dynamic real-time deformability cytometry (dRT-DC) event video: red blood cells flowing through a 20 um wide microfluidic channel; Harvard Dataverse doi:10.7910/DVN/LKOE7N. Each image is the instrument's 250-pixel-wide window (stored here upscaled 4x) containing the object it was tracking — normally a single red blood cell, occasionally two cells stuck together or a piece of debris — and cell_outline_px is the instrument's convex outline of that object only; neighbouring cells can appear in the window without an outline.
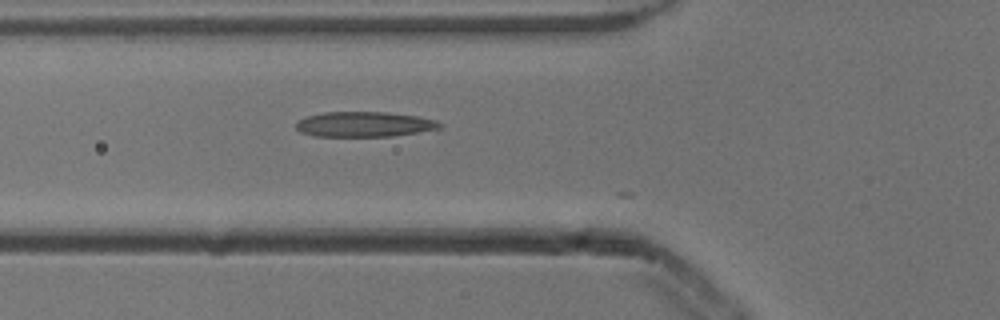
{"species": "common noctule bat (a hibernating species)", "species_latin": "Nyctalus noctula", "temperature_condition": "cold", "stored_images_in_passage": 4, "camera_frame_rate_fps": 3000, "um_per_image_px": 0.085, "animal": {"sex": "male", "body_mass_g": 13.3}, "frame": {"image": 1, "passage_image": 3, "time_ms": 0.667, "image_size_px": [1000, 320], "cell_outline_px": [[444, 128], [392, 136], [312, 136], [300, 132], [296, 128], [296, 120], [308, 116], [324, 112], [388, 112], [416, 116], [436, 120], [444, 124]], "centroid_in_image_um": [30.98, 10.56], "position_along_channel_um": 94.8, "area_um2": 21.21}}